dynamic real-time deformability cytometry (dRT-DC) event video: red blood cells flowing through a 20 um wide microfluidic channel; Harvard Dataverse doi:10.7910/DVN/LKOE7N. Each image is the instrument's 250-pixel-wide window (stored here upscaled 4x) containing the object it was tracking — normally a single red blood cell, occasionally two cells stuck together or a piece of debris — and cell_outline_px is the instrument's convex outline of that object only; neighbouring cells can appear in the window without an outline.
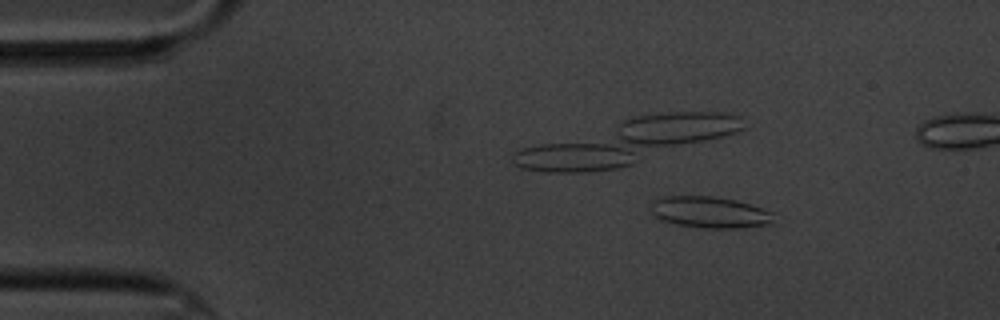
{"species": "common noctule bat (a hibernating species)", "species_latin": "Nyctalus noctula", "temperature_condition": "cold", "stored_images_in_passage": 5, "segment_of_instrument_passage": [1, 2], "camera_frame_rate_fps": 3000, "um_per_image_px": 0.085, "animal": {"sex": "male", "body_mass_g": 20.1, "forearm_length_mm": 53.5}, "frame": {"image": 1, "passage_image": 2, "time_ms": 1.0, "image_size_px": [1000, 320], "cell_outline_px": [[776, 224], [740, 228], [700, 228], [676, 224], [664, 220], [656, 216], [652, 212], [652, 204], [656, 200], [664, 196], [712, 196], [736, 200], [772, 212]], "centroid_in_image_um": [60.4, 18.06], "position_along_channel_um": 24.6, "area_um2": 22.43}}